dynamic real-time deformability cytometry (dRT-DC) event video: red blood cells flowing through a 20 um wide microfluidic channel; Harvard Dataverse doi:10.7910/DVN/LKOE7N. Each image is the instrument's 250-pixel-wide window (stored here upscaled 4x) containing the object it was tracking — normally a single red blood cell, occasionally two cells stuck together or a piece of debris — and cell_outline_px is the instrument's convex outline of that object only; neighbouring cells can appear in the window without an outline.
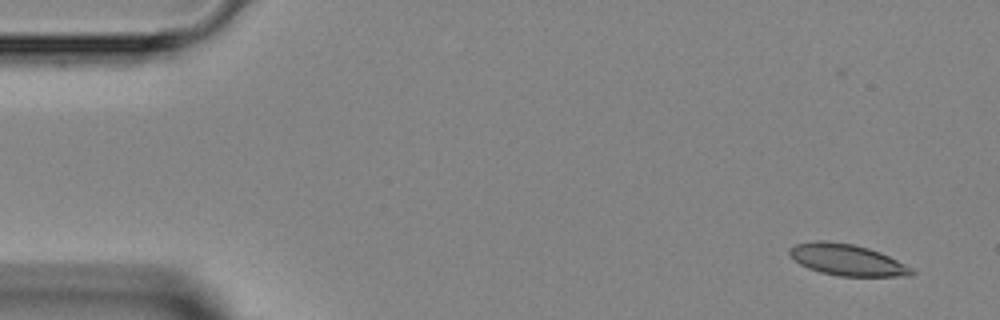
{"species": "Egyptian fruit bat (a non-hibernating species)", "species_latin": "Rousettus aegyptiacus", "temperature_condition": "room temperature", "stored_images_in_passage": 4, "camera_frame_rate_fps": 3000, "um_per_image_px": 0.085, "animal": {"sex": "female"}, "frame": {"image": 1, "passage_image": 1, "time_ms": 0.0, "image_size_px": [1000, 320], "cell_outline_px": [[916, 272], [912, 276], [840, 276], [820, 272], [808, 268], [800, 264], [788, 252], [788, 248], [796, 244], [816, 240], [824, 240], [852, 244], [868, 248], [880, 252], [912, 268]], "centroid_in_image_um": [72.0, 22.09], "position_along_channel_um": 13.0, "area_um2": 22.2}}
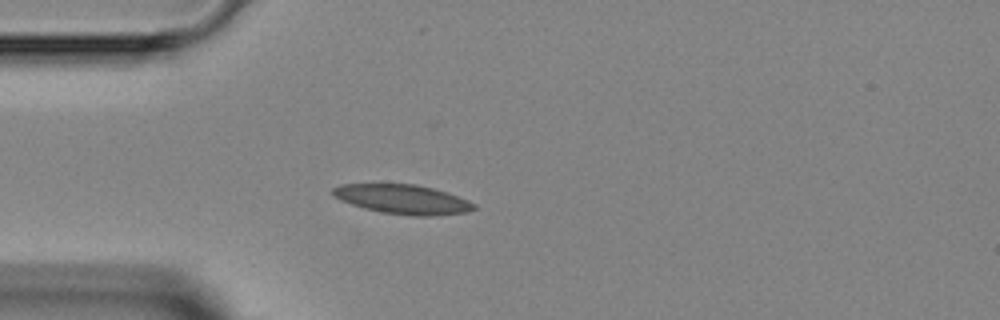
{"frame": {"image": 2, "passage_image": 4, "time_ms": 3.333, "image_size_px": [1000, 320], "cell_outline_px": [[476, 208], [468, 212], [432, 216], [412, 216], [380, 212], [364, 208], [340, 200], [332, 192], [332, 188], [340, 184], [416, 184], [448, 192], [468, 200], [476, 204]], "centroid_in_image_um": [34.27, 16.94], "position_along_channel_um": 50.7, "area_um2": 24.22}}